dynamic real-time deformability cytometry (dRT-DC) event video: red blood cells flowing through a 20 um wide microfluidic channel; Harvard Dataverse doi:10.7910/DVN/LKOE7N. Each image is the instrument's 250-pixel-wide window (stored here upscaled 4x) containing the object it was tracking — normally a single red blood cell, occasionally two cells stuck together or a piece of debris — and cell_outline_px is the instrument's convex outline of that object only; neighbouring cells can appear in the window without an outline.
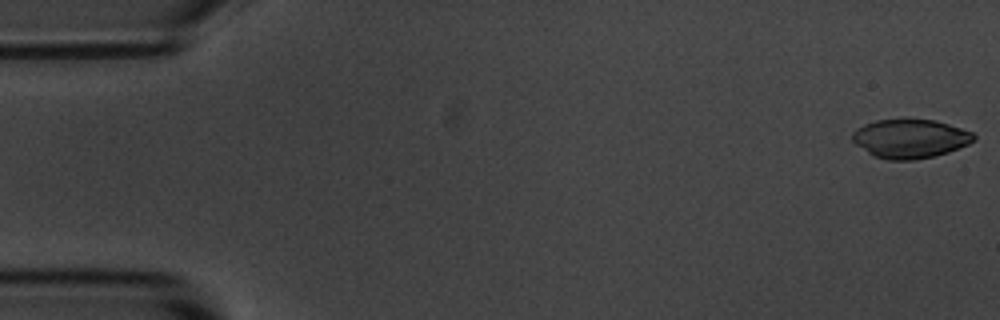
{"species": "common noctule bat (a hibernating species)", "species_latin": "Nyctalus noctula", "temperature_condition": "room temperature", "stored_images_in_passage": 51, "camera_frame_rate_fps": 3000, "um_per_image_px": 0.085, "animal": {"sex": "male", "body_mass_g": 20.1, "forearm_length_mm": 53.5}, "frame": {"image": 1, "passage_image": 1, "time_ms": 0.0, "image_size_px": [1000, 320], "cell_outline_px": [[976, 140], [968, 144], [948, 152], [936, 156], [912, 160], [888, 160], [872, 156], [856, 144], [852, 140], [852, 132], [856, 128], [864, 124], [876, 120], [908, 116], [936, 120], [972, 132], [976, 136]], "centroid_in_image_um": [77.34, 11.74], "position_along_channel_um": 7.7, "area_um2": 28.38}}